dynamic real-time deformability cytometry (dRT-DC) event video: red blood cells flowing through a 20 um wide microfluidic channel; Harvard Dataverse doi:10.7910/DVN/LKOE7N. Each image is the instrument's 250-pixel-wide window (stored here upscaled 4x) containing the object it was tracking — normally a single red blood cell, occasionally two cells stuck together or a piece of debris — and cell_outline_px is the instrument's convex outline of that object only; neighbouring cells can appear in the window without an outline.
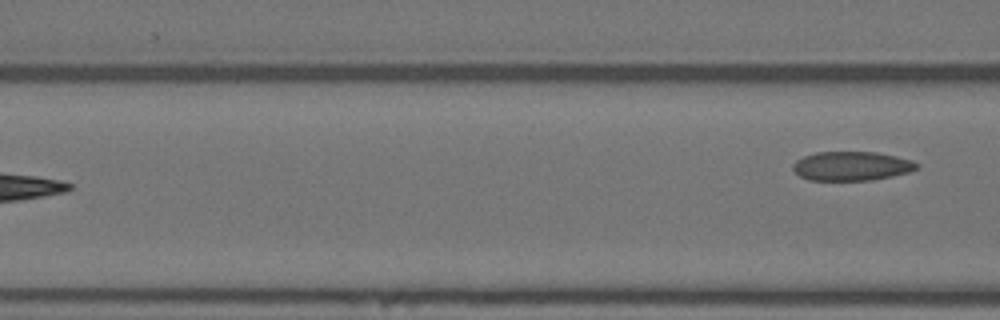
{"species": "Egyptian fruit bat (a non-hibernating species)", "species_latin": "Rousettus aegyptiacus", "temperature_condition": "warm", "stored_images_in_passage": 6, "camera_frame_rate_fps": 3000, "um_per_image_px": 0.085, "animal": {"sex": "female"}, "frame": {"image": 1, "passage_image": 6, "time_ms": 6.667, "image_size_px": [1000, 320], "cell_outline_px": [[920, 168], [908, 172], [892, 176], [872, 180], [808, 180], [800, 176], [792, 168], [792, 164], [796, 160], [804, 156], [816, 152], [876, 152], [896, 156], [912, 160], [920, 164]], "centroid_in_image_um": [72.4, 14.11], "position_along_channel_um": 94.2, "area_um2": 21.1}}